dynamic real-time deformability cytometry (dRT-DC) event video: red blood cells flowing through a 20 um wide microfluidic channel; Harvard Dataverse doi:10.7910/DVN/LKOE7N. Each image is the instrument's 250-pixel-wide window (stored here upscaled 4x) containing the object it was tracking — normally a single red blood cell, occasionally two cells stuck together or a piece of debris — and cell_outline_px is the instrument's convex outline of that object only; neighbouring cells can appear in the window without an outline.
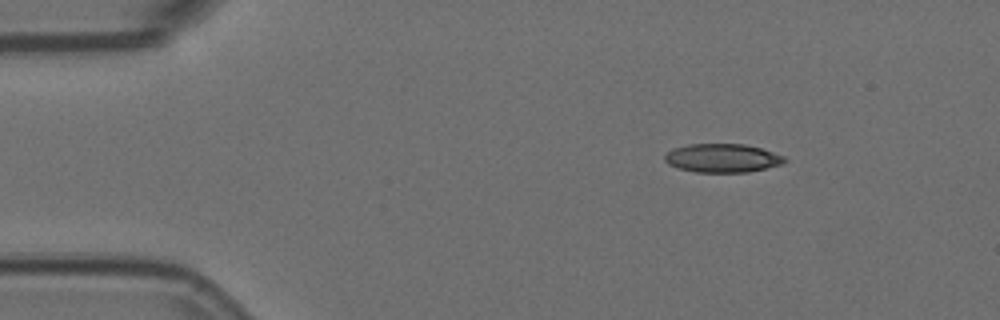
{"species": "Egyptian fruit bat (a non-hibernating species)", "species_latin": "Rousettus aegyptiacus", "temperature_condition": "room temperature", "stored_images_in_passage": 2, "camera_frame_rate_fps": 3000, "um_per_image_px": 0.085, "animal": {"sex": "female"}, "frame": {"image": 1, "passage_image": 1, "time_ms": 0.0, "image_size_px": [1000, 320], "cell_outline_px": [[788, 160], [780, 164], [748, 172], [696, 172], [680, 168], [668, 164], [664, 160], [664, 156], [672, 148], [688, 144], [744, 144], [760, 148], [784, 156]], "centroid_in_image_um": [61.37, 13.43], "position_along_channel_um": 23.6, "area_um2": 19.83}}